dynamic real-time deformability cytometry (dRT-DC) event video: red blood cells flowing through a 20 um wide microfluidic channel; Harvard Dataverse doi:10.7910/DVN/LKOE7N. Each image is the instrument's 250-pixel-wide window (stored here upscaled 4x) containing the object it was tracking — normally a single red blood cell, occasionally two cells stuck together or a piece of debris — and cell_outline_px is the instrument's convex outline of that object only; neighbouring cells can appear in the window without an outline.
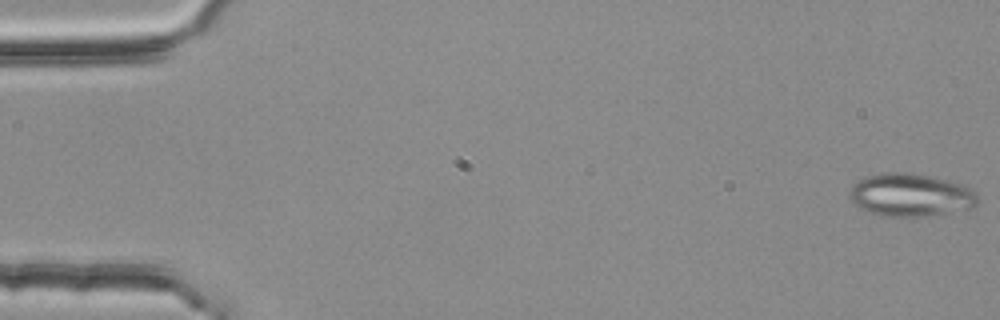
{"species": "common noctule bat (a hibernating species)", "species_latin": "Nyctalus noctula", "temperature_condition": "room temperature", "stored_images_in_passage": 55, "camera_frame_rate_fps": 3000, "um_per_image_px": 0.085, "animal": {"sex": "female", "body_mass_g": 25.1}, "frame": {"image": 1, "passage_image": 1, "time_ms": 0.0, "image_size_px": [1000, 320], "cell_outline_px": [[980, 200], [972, 208], [924, 216], [880, 216], [856, 204], [848, 196], [848, 192], [852, 184], [868, 176], [884, 172], [908, 172], [928, 176], [964, 184], [976, 192]], "centroid_in_image_um": [77.42, 16.56], "position_along_channel_um": 7.6, "area_um2": 31.85}}
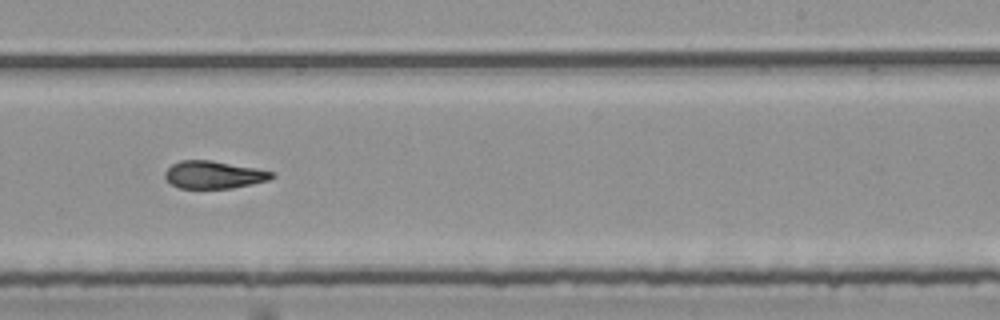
{"frame": {"image": 2, "passage_image": 34, "time_ms": 11.0, "image_size_px": [1000, 320], "cell_outline_px": [[276, 176], [268, 180], [252, 184], [232, 188], [180, 188], [172, 184], [164, 176], [164, 172], [172, 164], [180, 160], [212, 160], [256, 168], [276, 172]], "centroid_in_image_um": [18.2, 14.84], "position_along_channel_um": 270.8, "area_um2": 17.22}}
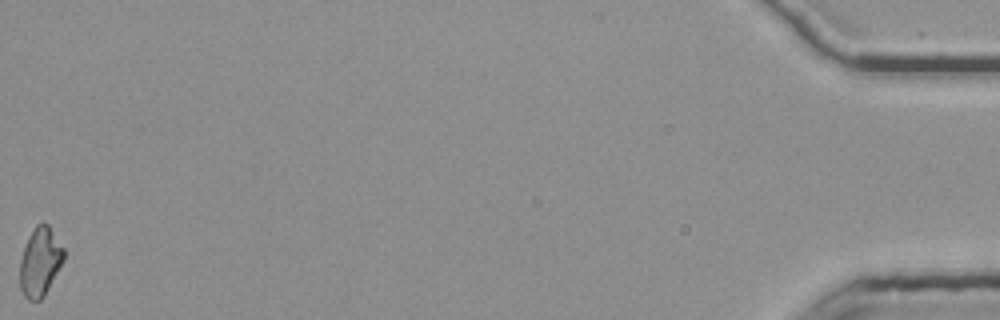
{"frame": {"image": 3, "passage_image": 55, "time_ms": 18.0, "image_size_px": [1000, 320], "cell_outline_px": [[64, 260], [44, 296], [40, 300], [28, 300], [24, 296], [20, 288], [20, 260], [28, 236], [36, 224], [48, 224], [64, 248]], "centroid_in_image_um": [3.4, 22.26], "position_along_channel_um": 431.8, "area_um2": 17.51}, "authors_computed_cell_mechanics": {"area_um2": 18.0336, "velocity_mm_per_s": 3.7658, "shape_relaxation_time_tau1_ms": 10.0668, "shape_relaxation_time_tau2_ms": 3.4433, "deformation_change_tau1": 0.2412, "deformation_change_tau2": 0.1165}}